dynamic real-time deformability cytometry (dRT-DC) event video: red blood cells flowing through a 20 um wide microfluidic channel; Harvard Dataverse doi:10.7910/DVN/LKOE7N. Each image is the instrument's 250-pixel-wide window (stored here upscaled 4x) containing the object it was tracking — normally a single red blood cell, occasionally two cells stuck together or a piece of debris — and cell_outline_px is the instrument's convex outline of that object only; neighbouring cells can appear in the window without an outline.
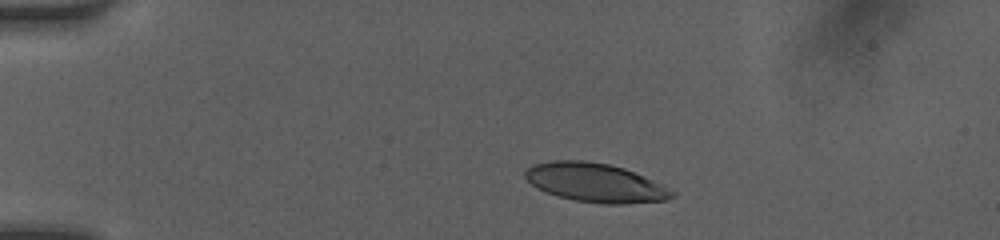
{"species": "human", "species_latin": "Homo sapiens", "temperature_condition": "room temperature", "stored_images_in_passage": 8, "camera_frame_rate_fps": 3000, "um_per_image_px": 0.085, "donor": {"sex": "female"}, "frame": {"image": 1, "passage_image": 3, "time_ms": 2.0, "image_size_px": [1000, 240], "cell_outline_px": [[676, 196], [668, 200], [624, 204], [600, 204], [576, 200], [556, 196], [536, 188], [524, 176], [524, 172], [532, 164], [552, 160], [584, 160], [608, 164], [624, 168], [664, 184], [676, 192]], "centroid_in_image_um": [50.64, 15.53], "position_along_channel_um": 34.4, "area_um2": 33.64}}
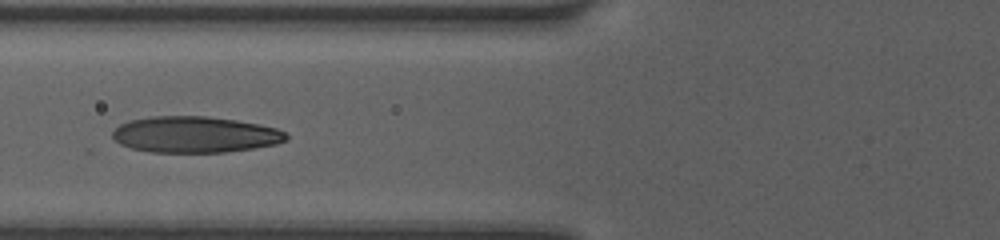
{"frame": {"image": 2, "passage_image": 6, "time_ms": 5.333, "image_size_px": [1000, 240], "cell_outline_px": [[288, 140], [276, 144], [252, 148], [224, 152], [148, 152], [132, 148], [120, 144], [112, 140], [112, 132], [120, 124], [128, 120], [148, 116], [208, 116], [236, 120], [276, 128], [288, 132]], "centroid_in_image_um": [16.54, 11.43], "position_along_channel_um": 109.3, "area_um2": 36.88}}
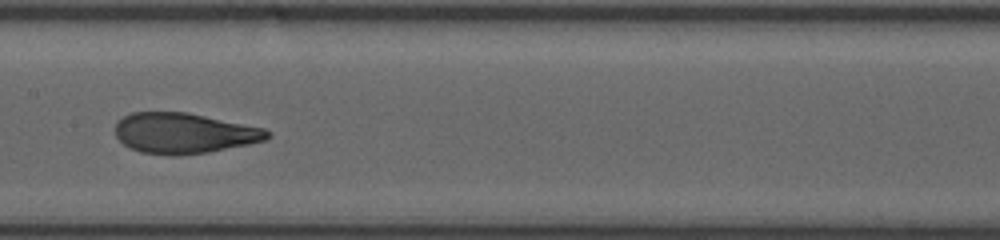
{"frame": {"image": 3, "passage_image": 8, "time_ms": 7.333, "image_size_px": [1000, 240], "cell_outline_px": [[272, 136], [264, 140], [248, 144], [208, 152], [140, 152], [124, 144], [116, 136], [116, 120], [132, 112], [188, 112], [264, 128], [272, 132]], "centroid_in_image_um": [15.67, 11.27], "position_along_channel_um": 191.7, "area_um2": 34.91}}